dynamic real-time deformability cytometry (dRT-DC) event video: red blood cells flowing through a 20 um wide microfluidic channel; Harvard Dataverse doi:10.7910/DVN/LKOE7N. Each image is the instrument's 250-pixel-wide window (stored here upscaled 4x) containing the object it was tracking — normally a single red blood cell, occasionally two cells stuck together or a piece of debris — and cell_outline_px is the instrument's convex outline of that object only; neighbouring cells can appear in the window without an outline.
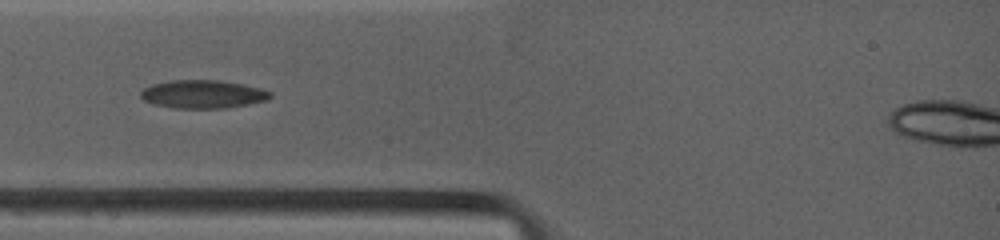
{"species": "common noctule bat (a hibernating species)", "species_latin": "Nyctalus noctula", "temperature_condition": "warm", "stored_images_in_passage": 7, "camera_frame_rate_fps": 4500, "um_per_image_px": 0.085, "animal": {"sex": "female", "body_mass_g": 19.0, "forearm_length_mm": 53.3}, "frame": {"image": 1, "passage_image": 3, "time_ms": 1.333, "image_size_px": [1000, 240], "cell_outline_px": [[272, 96], [268, 100], [248, 104], [224, 108], [172, 108], [152, 104], [144, 100], [140, 96], [140, 92], [144, 88], [152, 84], [168, 80], [220, 80], [260, 88], [272, 92]], "centroid_in_image_um": [17.22, 8.0], "position_along_channel_um": 67.8, "area_um2": 21.39}}
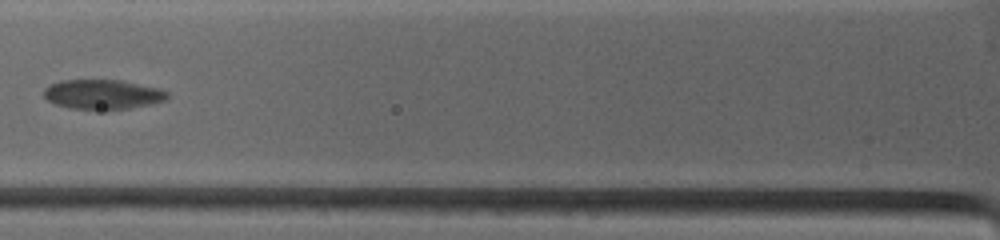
{"frame": {"image": 2, "passage_image": 5, "time_ms": 2.667, "image_size_px": [1000, 240], "cell_outline_px": [[168, 96], [164, 100], [148, 104], [128, 108], [68, 108], [56, 104], [48, 100], [44, 96], [44, 88], [60, 80], [120, 80], [160, 88], [168, 92]], "centroid_in_image_um": [8.71, 7.99], "position_along_channel_um": 117.1, "area_um2": 20.81}}
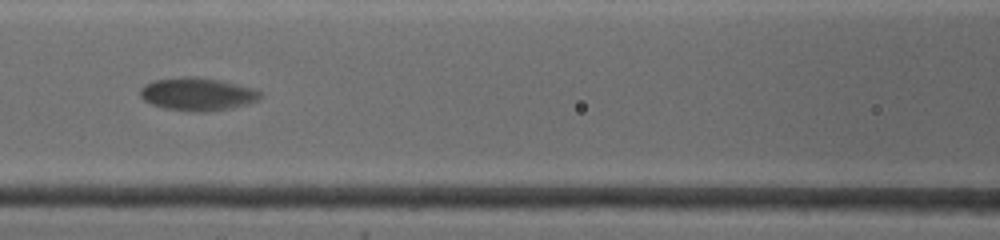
{"frame": {"image": 3, "passage_image": 6, "time_ms": 3.556, "image_size_px": [1000, 240], "cell_outline_px": [[264, 96], [260, 100], [228, 108], [204, 112], [196, 112], [164, 108], [152, 104], [144, 100], [140, 96], [140, 88], [144, 84], [156, 80], [184, 76], [196, 76], [220, 80], [252, 88], [260, 92]], "centroid_in_image_um": [16.77, 7.99], "position_along_channel_um": 149.8, "area_um2": 22.95}}